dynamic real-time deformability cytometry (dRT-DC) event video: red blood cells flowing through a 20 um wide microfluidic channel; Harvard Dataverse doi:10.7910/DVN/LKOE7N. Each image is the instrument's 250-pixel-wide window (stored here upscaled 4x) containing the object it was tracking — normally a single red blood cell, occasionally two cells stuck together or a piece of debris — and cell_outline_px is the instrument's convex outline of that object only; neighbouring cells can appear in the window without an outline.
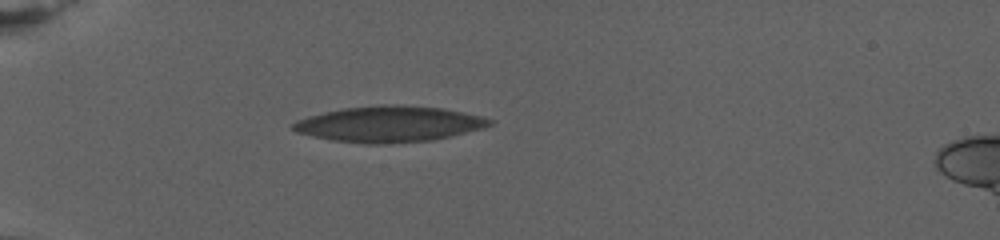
{"species": "human", "species_latin": "Homo sapiens", "temperature_condition": "warm", "stored_images_in_passage": 55, "camera_frame_rate_fps": 3000, "um_per_image_px": 0.085, "donor": {"sex": "female"}, "frame": {"image": 1, "passage_image": 1, "time_ms": 0.0, "image_size_px": [1000, 240], "cell_outline_px": [[492, 124], [484, 128], [452, 136], [432, 140], [380, 144], [368, 144], [332, 140], [312, 136], [296, 132], [292, 128], [292, 124], [296, 120], [308, 116], [324, 112], [344, 108], [380, 104], [396, 104], [440, 108], [484, 116], [492, 120]], "centroid_in_image_um": [33.08, 10.54], "position_along_channel_um": 51.9, "area_um2": 41.15}}
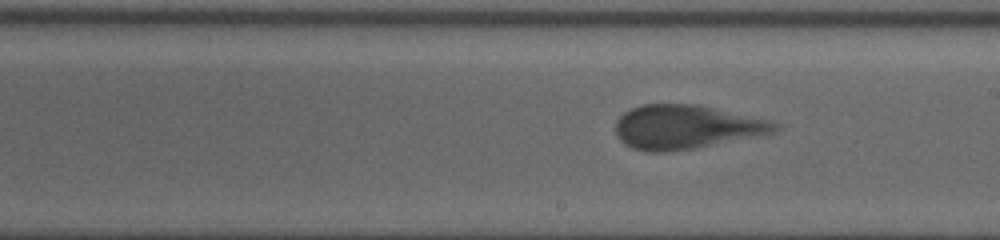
{"frame": {"image": 2, "passage_image": 24, "time_ms": 7.667, "image_size_px": [1000, 240], "cell_outline_px": [[780, 128], [772, 132], [696, 148], [664, 152], [648, 152], [632, 148], [624, 144], [616, 136], [616, 120], [624, 112], [632, 108], [644, 104], [696, 104], [768, 120], [780, 124]], "centroid_in_image_um": [58.25, 10.8], "position_along_channel_um": 230.8, "area_um2": 40.34}}
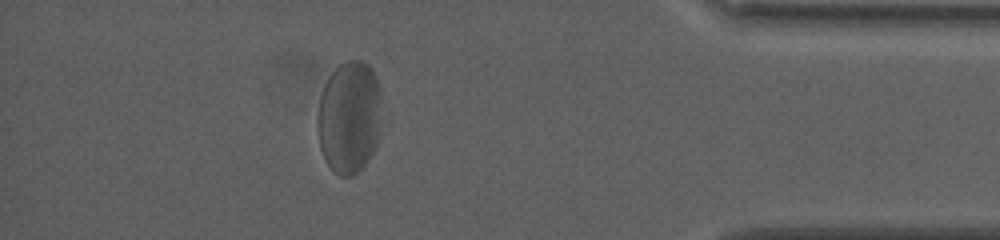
{"frame": {"image": 3, "passage_image": 47, "time_ms": 15.333, "image_size_px": [1000, 240], "cell_outline_px": [[380, 100], [376, 148], [368, 160], [352, 176], [340, 176], [328, 164], [320, 148], [316, 128], [316, 116], [320, 96], [328, 76], [344, 60], [360, 60], [368, 64], [372, 68], [376, 76], [380, 88]], "centroid_in_image_um": [29.65, 9.92], "position_along_channel_um": 405.5, "area_um2": 42.14}, "authors_computed_cell_mechanics": {"area_um2": 40.5178, "velocity_mm_per_s": 2.6799, "shape_relaxation_time_tau1_ms": 3.9314, "shape_relaxation_time_tau2_ms": null, "deformation_change_tau1": 0.1487, "deformation_change_tau2": null}}